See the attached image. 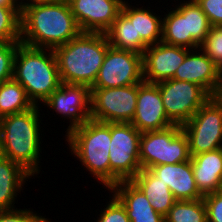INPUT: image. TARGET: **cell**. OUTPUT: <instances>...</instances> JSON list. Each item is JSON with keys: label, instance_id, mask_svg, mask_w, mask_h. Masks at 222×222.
<instances>
[{"label": "cell", "instance_id": "cell-10", "mask_svg": "<svg viewBox=\"0 0 222 222\" xmlns=\"http://www.w3.org/2000/svg\"><path fill=\"white\" fill-rule=\"evenodd\" d=\"M167 117L176 125L187 123L211 97L200 85L173 78L157 82Z\"/></svg>", "mask_w": 222, "mask_h": 222}, {"label": "cell", "instance_id": "cell-7", "mask_svg": "<svg viewBox=\"0 0 222 222\" xmlns=\"http://www.w3.org/2000/svg\"><path fill=\"white\" fill-rule=\"evenodd\" d=\"M140 138L141 132L131 123H111L110 188L120 181L132 180L142 169L139 156Z\"/></svg>", "mask_w": 222, "mask_h": 222}, {"label": "cell", "instance_id": "cell-12", "mask_svg": "<svg viewBox=\"0 0 222 222\" xmlns=\"http://www.w3.org/2000/svg\"><path fill=\"white\" fill-rule=\"evenodd\" d=\"M57 115L70 119L67 132L83 125L90 119V87L82 84L61 82L60 86L44 102Z\"/></svg>", "mask_w": 222, "mask_h": 222}, {"label": "cell", "instance_id": "cell-25", "mask_svg": "<svg viewBox=\"0 0 222 222\" xmlns=\"http://www.w3.org/2000/svg\"><path fill=\"white\" fill-rule=\"evenodd\" d=\"M33 106L25 89L14 78L0 83V118L27 111Z\"/></svg>", "mask_w": 222, "mask_h": 222}, {"label": "cell", "instance_id": "cell-1", "mask_svg": "<svg viewBox=\"0 0 222 222\" xmlns=\"http://www.w3.org/2000/svg\"><path fill=\"white\" fill-rule=\"evenodd\" d=\"M29 1L21 8V43L55 49L81 33L68 0Z\"/></svg>", "mask_w": 222, "mask_h": 222}, {"label": "cell", "instance_id": "cell-8", "mask_svg": "<svg viewBox=\"0 0 222 222\" xmlns=\"http://www.w3.org/2000/svg\"><path fill=\"white\" fill-rule=\"evenodd\" d=\"M181 127L190 156L222 148V98L211 96Z\"/></svg>", "mask_w": 222, "mask_h": 222}, {"label": "cell", "instance_id": "cell-5", "mask_svg": "<svg viewBox=\"0 0 222 222\" xmlns=\"http://www.w3.org/2000/svg\"><path fill=\"white\" fill-rule=\"evenodd\" d=\"M65 138L74 157L109 190L111 123L89 119L67 132Z\"/></svg>", "mask_w": 222, "mask_h": 222}, {"label": "cell", "instance_id": "cell-11", "mask_svg": "<svg viewBox=\"0 0 222 222\" xmlns=\"http://www.w3.org/2000/svg\"><path fill=\"white\" fill-rule=\"evenodd\" d=\"M143 81L142 55L109 46L102 66L91 88H113Z\"/></svg>", "mask_w": 222, "mask_h": 222}, {"label": "cell", "instance_id": "cell-13", "mask_svg": "<svg viewBox=\"0 0 222 222\" xmlns=\"http://www.w3.org/2000/svg\"><path fill=\"white\" fill-rule=\"evenodd\" d=\"M81 32L105 33L117 19L125 0H68Z\"/></svg>", "mask_w": 222, "mask_h": 222}, {"label": "cell", "instance_id": "cell-23", "mask_svg": "<svg viewBox=\"0 0 222 222\" xmlns=\"http://www.w3.org/2000/svg\"><path fill=\"white\" fill-rule=\"evenodd\" d=\"M109 45L120 50H129L143 55L148 45L136 37L134 21H130L122 12L105 32Z\"/></svg>", "mask_w": 222, "mask_h": 222}, {"label": "cell", "instance_id": "cell-24", "mask_svg": "<svg viewBox=\"0 0 222 222\" xmlns=\"http://www.w3.org/2000/svg\"><path fill=\"white\" fill-rule=\"evenodd\" d=\"M164 16L161 38L163 43L191 50L200 48L191 35H187L186 18L176 8Z\"/></svg>", "mask_w": 222, "mask_h": 222}, {"label": "cell", "instance_id": "cell-2", "mask_svg": "<svg viewBox=\"0 0 222 222\" xmlns=\"http://www.w3.org/2000/svg\"><path fill=\"white\" fill-rule=\"evenodd\" d=\"M105 33L81 32L53 49L61 82L92 87L109 47Z\"/></svg>", "mask_w": 222, "mask_h": 222}, {"label": "cell", "instance_id": "cell-34", "mask_svg": "<svg viewBox=\"0 0 222 222\" xmlns=\"http://www.w3.org/2000/svg\"><path fill=\"white\" fill-rule=\"evenodd\" d=\"M208 17L211 26L222 25V0H195Z\"/></svg>", "mask_w": 222, "mask_h": 222}, {"label": "cell", "instance_id": "cell-31", "mask_svg": "<svg viewBox=\"0 0 222 222\" xmlns=\"http://www.w3.org/2000/svg\"><path fill=\"white\" fill-rule=\"evenodd\" d=\"M112 196V200L110 199L106 208L100 212L97 222H130L125 207L114 195Z\"/></svg>", "mask_w": 222, "mask_h": 222}, {"label": "cell", "instance_id": "cell-28", "mask_svg": "<svg viewBox=\"0 0 222 222\" xmlns=\"http://www.w3.org/2000/svg\"><path fill=\"white\" fill-rule=\"evenodd\" d=\"M20 7L0 6V42H20Z\"/></svg>", "mask_w": 222, "mask_h": 222}, {"label": "cell", "instance_id": "cell-35", "mask_svg": "<svg viewBox=\"0 0 222 222\" xmlns=\"http://www.w3.org/2000/svg\"><path fill=\"white\" fill-rule=\"evenodd\" d=\"M0 6L18 7L12 0H0Z\"/></svg>", "mask_w": 222, "mask_h": 222}, {"label": "cell", "instance_id": "cell-19", "mask_svg": "<svg viewBox=\"0 0 222 222\" xmlns=\"http://www.w3.org/2000/svg\"><path fill=\"white\" fill-rule=\"evenodd\" d=\"M190 160L199 192L205 196L221 191L222 148L191 156Z\"/></svg>", "mask_w": 222, "mask_h": 222}, {"label": "cell", "instance_id": "cell-9", "mask_svg": "<svg viewBox=\"0 0 222 222\" xmlns=\"http://www.w3.org/2000/svg\"><path fill=\"white\" fill-rule=\"evenodd\" d=\"M138 84L90 88V119L103 123H131L137 104Z\"/></svg>", "mask_w": 222, "mask_h": 222}, {"label": "cell", "instance_id": "cell-29", "mask_svg": "<svg viewBox=\"0 0 222 222\" xmlns=\"http://www.w3.org/2000/svg\"><path fill=\"white\" fill-rule=\"evenodd\" d=\"M198 51H203L222 71V25L211 26Z\"/></svg>", "mask_w": 222, "mask_h": 222}, {"label": "cell", "instance_id": "cell-16", "mask_svg": "<svg viewBox=\"0 0 222 222\" xmlns=\"http://www.w3.org/2000/svg\"><path fill=\"white\" fill-rule=\"evenodd\" d=\"M196 51L190 50L186 54L173 79L195 83L211 96H219L222 91V71L203 51Z\"/></svg>", "mask_w": 222, "mask_h": 222}, {"label": "cell", "instance_id": "cell-4", "mask_svg": "<svg viewBox=\"0 0 222 222\" xmlns=\"http://www.w3.org/2000/svg\"><path fill=\"white\" fill-rule=\"evenodd\" d=\"M13 78L25 89L34 105H39V101L44 103L61 84L53 49L19 42L14 56Z\"/></svg>", "mask_w": 222, "mask_h": 222}, {"label": "cell", "instance_id": "cell-22", "mask_svg": "<svg viewBox=\"0 0 222 222\" xmlns=\"http://www.w3.org/2000/svg\"><path fill=\"white\" fill-rule=\"evenodd\" d=\"M128 2H124L121 12L130 20L134 21L136 37L141 39L149 46L161 42L162 38V18L152 13L150 9L131 8Z\"/></svg>", "mask_w": 222, "mask_h": 222}, {"label": "cell", "instance_id": "cell-6", "mask_svg": "<svg viewBox=\"0 0 222 222\" xmlns=\"http://www.w3.org/2000/svg\"><path fill=\"white\" fill-rule=\"evenodd\" d=\"M139 156L142 169L189 161L188 137L181 125L176 124L162 130L142 132Z\"/></svg>", "mask_w": 222, "mask_h": 222}, {"label": "cell", "instance_id": "cell-32", "mask_svg": "<svg viewBox=\"0 0 222 222\" xmlns=\"http://www.w3.org/2000/svg\"><path fill=\"white\" fill-rule=\"evenodd\" d=\"M0 222H50L30 209L0 210Z\"/></svg>", "mask_w": 222, "mask_h": 222}, {"label": "cell", "instance_id": "cell-3", "mask_svg": "<svg viewBox=\"0 0 222 222\" xmlns=\"http://www.w3.org/2000/svg\"><path fill=\"white\" fill-rule=\"evenodd\" d=\"M40 106L0 118V155L19 164L31 176L39 173Z\"/></svg>", "mask_w": 222, "mask_h": 222}, {"label": "cell", "instance_id": "cell-20", "mask_svg": "<svg viewBox=\"0 0 222 222\" xmlns=\"http://www.w3.org/2000/svg\"><path fill=\"white\" fill-rule=\"evenodd\" d=\"M29 177L19 164L0 155V210L14 209L15 199Z\"/></svg>", "mask_w": 222, "mask_h": 222}, {"label": "cell", "instance_id": "cell-17", "mask_svg": "<svg viewBox=\"0 0 222 222\" xmlns=\"http://www.w3.org/2000/svg\"><path fill=\"white\" fill-rule=\"evenodd\" d=\"M149 170L167 184L175 200H197L204 197L196 186L191 160L156 165Z\"/></svg>", "mask_w": 222, "mask_h": 222}, {"label": "cell", "instance_id": "cell-21", "mask_svg": "<svg viewBox=\"0 0 222 222\" xmlns=\"http://www.w3.org/2000/svg\"><path fill=\"white\" fill-rule=\"evenodd\" d=\"M131 181L151 201L156 212L164 217L168 214L176 200L167 184H164L149 169H141Z\"/></svg>", "mask_w": 222, "mask_h": 222}, {"label": "cell", "instance_id": "cell-33", "mask_svg": "<svg viewBox=\"0 0 222 222\" xmlns=\"http://www.w3.org/2000/svg\"><path fill=\"white\" fill-rule=\"evenodd\" d=\"M207 211V222H222V191L203 197Z\"/></svg>", "mask_w": 222, "mask_h": 222}, {"label": "cell", "instance_id": "cell-18", "mask_svg": "<svg viewBox=\"0 0 222 222\" xmlns=\"http://www.w3.org/2000/svg\"><path fill=\"white\" fill-rule=\"evenodd\" d=\"M109 190L125 207L130 222H165L156 212L144 193L130 180L120 181Z\"/></svg>", "mask_w": 222, "mask_h": 222}, {"label": "cell", "instance_id": "cell-15", "mask_svg": "<svg viewBox=\"0 0 222 222\" xmlns=\"http://www.w3.org/2000/svg\"><path fill=\"white\" fill-rule=\"evenodd\" d=\"M190 49L158 42L142 55L143 81L157 83L174 77Z\"/></svg>", "mask_w": 222, "mask_h": 222}, {"label": "cell", "instance_id": "cell-27", "mask_svg": "<svg viewBox=\"0 0 222 222\" xmlns=\"http://www.w3.org/2000/svg\"><path fill=\"white\" fill-rule=\"evenodd\" d=\"M165 222H207V211L203 198L176 200L165 216Z\"/></svg>", "mask_w": 222, "mask_h": 222}, {"label": "cell", "instance_id": "cell-26", "mask_svg": "<svg viewBox=\"0 0 222 222\" xmlns=\"http://www.w3.org/2000/svg\"><path fill=\"white\" fill-rule=\"evenodd\" d=\"M185 18L187 35L201 45L208 35L211 24L200 5L195 0L184 1L175 7Z\"/></svg>", "mask_w": 222, "mask_h": 222}, {"label": "cell", "instance_id": "cell-30", "mask_svg": "<svg viewBox=\"0 0 222 222\" xmlns=\"http://www.w3.org/2000/svg\"><path fill=\"white\" fill-rule=\"evenodd\" d=\"M19 42H0V83L13 78L14 56Z\"/></svg>", "mask_w": 222, "mask_h": 222}, {"label": "cell", "instance_id": "cell-14", "mask_svg": "<svg viewBox=\"0 0 222 222\" xmlns=\"http://www.w3.org/2000/svg\"><path fill=\"white\" fill-rule=\"evenodd\" d=\"M131 124L141 133L174 125L167 117L157 83L142 81L138 84L136 110Z\"/></svg>", "mask_w": 222, "mask_h": 222}, {"label": "cell", "instance_id": "cell-36", "mask_svg": "<svg viewBox=\"0 0 222 222\" xmlns=\"http://www.w3.org/2000/svg\"><path fill=\"white\" fill-rule=\"evenodd\" d=\"M12 1L20 8H22L28 2V0H26V2H25V0H21V1H19V0H12Z\"/></svg>", "mask_w": 222, "mask_h": 222}]
</instances>
